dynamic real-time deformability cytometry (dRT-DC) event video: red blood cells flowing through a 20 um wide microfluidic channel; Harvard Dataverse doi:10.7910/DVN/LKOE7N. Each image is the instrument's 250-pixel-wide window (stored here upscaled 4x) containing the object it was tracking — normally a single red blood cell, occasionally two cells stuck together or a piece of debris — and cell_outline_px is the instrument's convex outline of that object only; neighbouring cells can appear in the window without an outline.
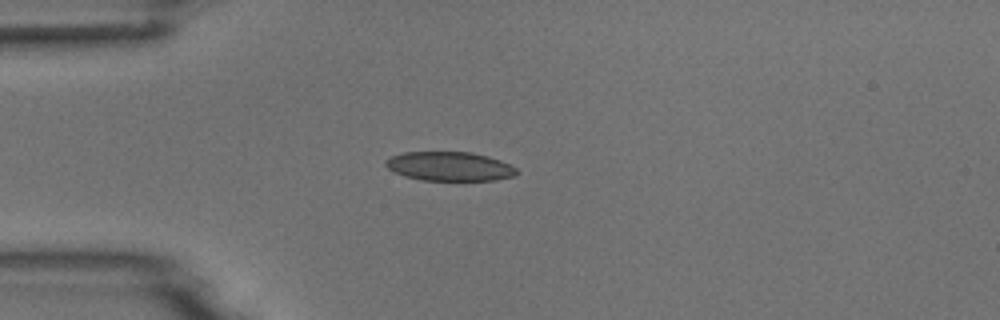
{"species": "common noctule bat (a hibernating species)", "species_latin": "Nyctalus noctula", "temperature_condition": "room temperature", "stored_images_in_passage": 5, "camera_frame_rate_fps": 3000, "um_per_image_px": 0.085, "animal": {"sex": "male", "body_mass_g": 18.8}, "frame": {"image": 1, "passage_image": 3, "time_ms": 2.333, "image_size_px": [1000, 320], "cell_outline_px": [[520, 172], [516, 176], [496, 180], [420, 180], [404, 176], [388, 168], [384, 164], [384, 160], [392, 156], [404, 152], [472, 152], [488, 156], [500, 160], [516, 168]], "centroid_in_image_um": [38.23, 14.14], "position_along_channel_um": 46.8, "area_um2": 22.31}}